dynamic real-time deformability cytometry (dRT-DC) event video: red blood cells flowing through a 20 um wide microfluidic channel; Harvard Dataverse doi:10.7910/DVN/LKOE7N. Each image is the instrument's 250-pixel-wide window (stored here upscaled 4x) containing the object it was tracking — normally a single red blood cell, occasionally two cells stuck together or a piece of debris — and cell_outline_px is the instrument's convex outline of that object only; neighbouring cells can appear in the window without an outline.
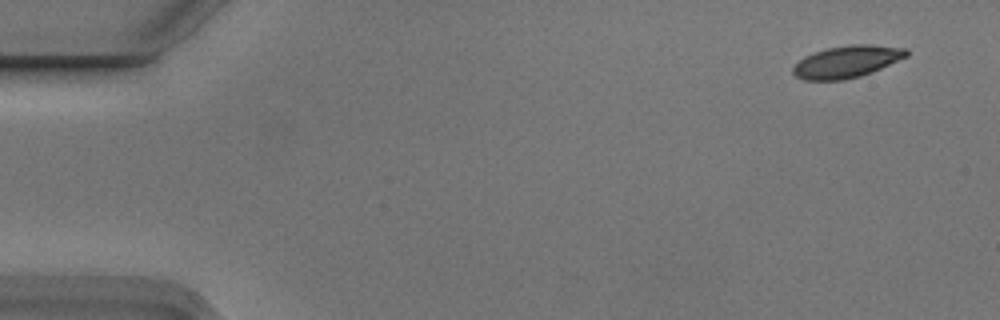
{"species": "Egyptian fruit bat (a non-hibernating species)", "species_latin": "Rousettus aegyptiacus", "temperature_condition": "cold", "stored_images_in_passage": 5, "camera_frame_rate_fps": 3000, "um_per_image_px": 0.085, "animal": {"sex": "male"}, "frame": {"image": 1, "passage_image": 1, "time_ms": 0.0, "image_size_px": [1000, 320], "cell_outline_px": [[908, 56], [872, 72], [860, 76], [844, 80], [804, 80], [796, 76], [792, 72], [792, 68], [804, 56], [812, 52], [824, 48], [852, 44], [872, 44], [908, 48]], "centroid_in_image_um": [71.99, 5.23], "position_along_channel_um": 13.0, "area_um2": 21.39}}
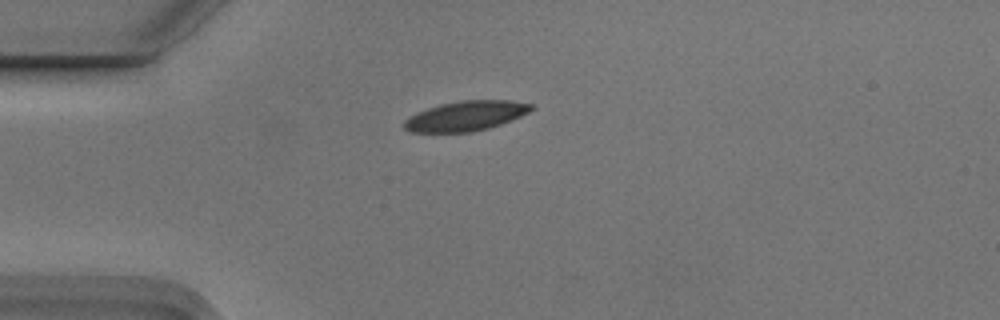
{"frame": {"image": 2, "passage_image": 4, "time_ms": 1.0, "image_size_px": [1000, 320], "cell_outline_px": [[536, 108], [520, 116], [500, 124], [488, 128], [472, 132], [412, 132], [404, 128], [404, 120], [428, 108], [440, 104], [464, 100], [512, 100], [532, 104]], "centroid_in_image_um": [39.64, 9.85], "position_along_channel_um": 45.4, "area_um2": 21.85}}